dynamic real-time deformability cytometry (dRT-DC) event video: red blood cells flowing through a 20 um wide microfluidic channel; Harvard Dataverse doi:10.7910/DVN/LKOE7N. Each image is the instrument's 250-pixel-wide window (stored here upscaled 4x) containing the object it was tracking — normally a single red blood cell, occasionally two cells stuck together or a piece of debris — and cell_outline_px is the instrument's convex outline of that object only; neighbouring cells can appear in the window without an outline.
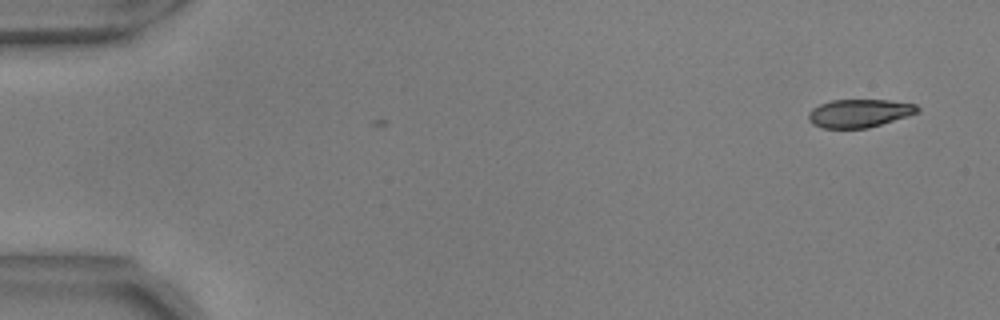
{"species": "common noctule bat (a hibernating species)", "species_latin": "Nyctalus noctula", "temperature_condition": "warm", "stored_images_in_passage": 3, "camera_frame_rate_fps": 3000, "um_per_image_px": 0.085, "animal": {"sex": "male", "body_mass_g": 17.9, "forearm_length_mm": 54.2}, "frame": {"image": 1, "passage_image": 1, "time_ms": 0.0, "image_size_px": [1000, 320], "cell_outline_px": [[920, 112], [908, 116], [868, 128], [824, 128], [812, 124], [808, 120], [808, 112], [812, 108], [820, 104], [832, 100], [888, 100], [916, 104], [920, 108]], "centroid_in_image_um": [73.04, 9.62], "position_along_channel_um": 12.0, "area_um2": 17.98}}